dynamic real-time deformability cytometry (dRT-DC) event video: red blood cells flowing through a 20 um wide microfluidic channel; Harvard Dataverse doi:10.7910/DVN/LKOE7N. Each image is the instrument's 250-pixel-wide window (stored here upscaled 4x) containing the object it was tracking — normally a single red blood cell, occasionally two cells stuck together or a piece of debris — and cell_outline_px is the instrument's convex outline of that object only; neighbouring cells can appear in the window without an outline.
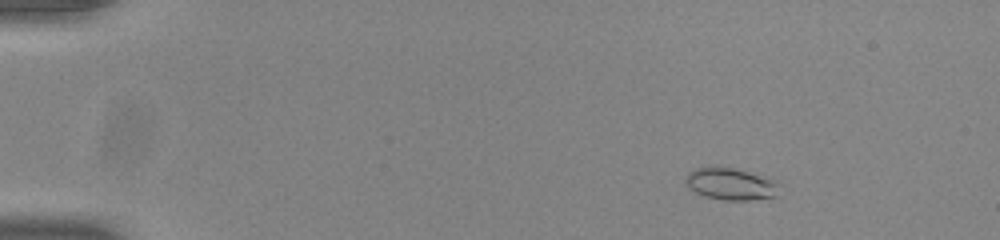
{"species": "common noctule bat (a hibernating species)", "species_latin": "Nyctalus noctula", "temperature_condition": "room temperature", "stored_images_in_passage": 47, "camera_frame_rate_fps": 3000, "um_per_image_px": 0.085, "animal": {"sex": "male", "body_mass_g": 20.0, "forearm_length_mm": 53.3}, "frame": {"image": 1, "passage_image": 1, "time_ms": 0.0, "image_size_px": [1000, 240], "cell_outline_px": [[776, 196], [752, 200], [724, 200], [704, 196], [696, 192], [684, 180], [684, 176], [688, 172], [696, 168], [712, 164], [716, 164], [772, 176], [776, 180]], "centroid_in_image_um": [62.1, 15.58], "position_along_channel_um": 22.9, "area_um2": 18.03}}
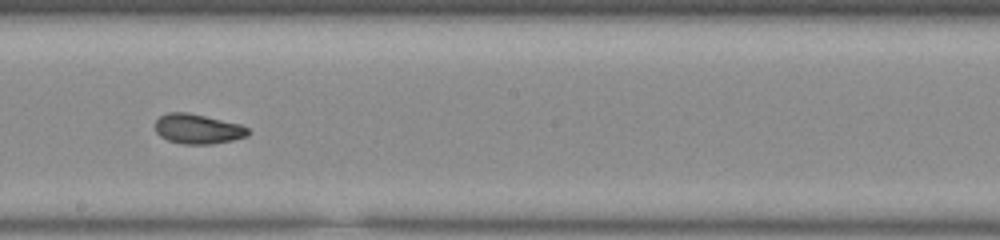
{"frame": {"image": 2, "passage_image": 25, "time_ms": 8.0, "image_size_px": [1000, 240], "cell_outline_px": [[252, 132], [248, 136], [232, 140], [212, 144], [184, 144], [168, 140], [160, 136], [156, 132], [156, 120], [160, 116], [168, 112], [188, 112], [240, 124], [248, 128]], "centroid_in_image_um": [16.83, 10.96], "position_along_channel_um": 231.4, "area_um2": 16.18}}
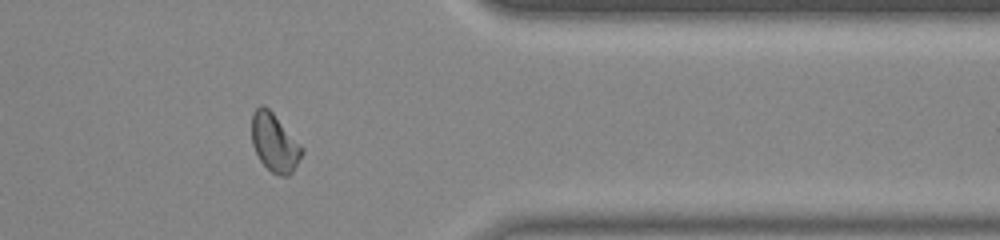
{"frame": {"image": 3, "passage_image": 38, "time_ms": 12.333, "image_size_px": [1000, 240], "cell_outline_px": [[304, 152], [292, 172], [288, 176], [280, 176], [272, 172], [260, 160], [252, 144], [252, 112], [260, 104], [264, 104], [272, 112], [304, 148]], "centroid_in_image_um": [23.34, 12.11], "position_along_channel_um": 388.1, "area_um2": 16.94}, "authors_computed_cell_mechanics": {"area_um2": 16.5886, "velocity_mm_per_s": 3.878, "shape_relaxation_time_tau1_ms": 8.1291, "shape_relaxation_time_tau2_ms": 1.8083, "deformation_change_tau1": 0.1701, "deformation_change_tau2": 0.0662}}